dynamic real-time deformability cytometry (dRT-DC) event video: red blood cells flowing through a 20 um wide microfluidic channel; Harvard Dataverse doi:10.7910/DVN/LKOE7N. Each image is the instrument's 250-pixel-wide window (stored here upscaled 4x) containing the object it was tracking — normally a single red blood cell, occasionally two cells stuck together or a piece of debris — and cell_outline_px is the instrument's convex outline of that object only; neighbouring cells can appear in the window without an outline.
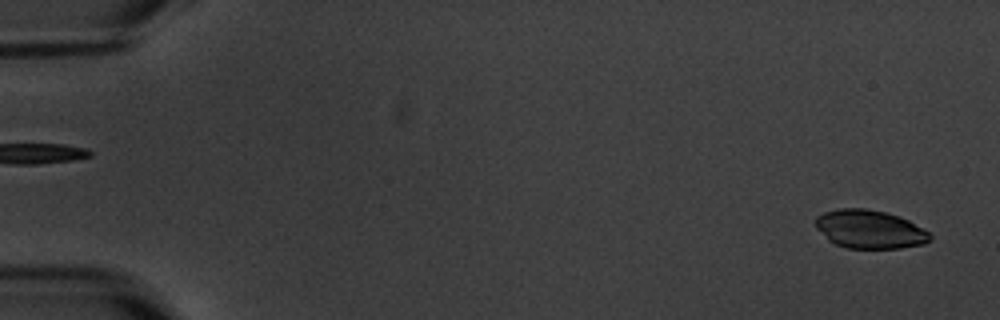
{"species": "common noctule bat (a hibernating species)", "species_latin": "Nyctalus noctula", "temperature_condition": "warm", "stored_images_in_passage": 6, "segment_of_instrument_passage": [2, 2], "camera_frame_rate_fps": 3000, "um_per_image_px": 0.085, "animal": {"sex": "male", "body_mass_g": 20.1, "forearm_length_mm": 53.5}, "frame": {"image": 1, "passage_image": 6, "time_ms": 5.667, "image_size_px": [1000, 320], "cell_outline_px": [[932, 240], [924, 244], [900, 248], [848, 248], [836, 244], [828, 240], [816, 228], [816, 216], [824, 212], [840, 208], [868, 208], [900, 216], [924, 228], [932, 236]], "centroid_in_image_um": [73.94, 19.48], "position_along_channel_um": 11.1, "area_um2": 25.78}}